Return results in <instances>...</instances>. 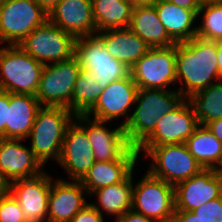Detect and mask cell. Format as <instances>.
I'll return each instance as SVG.
<instances>
[{
    "mask_svg": "<svg viewBox=\"0 0 222 222\" xmlns=\"http://www.w3.org/2000/svg\"><path fill=\"white\" fill-rule=\"evenodd\" d=\"M220 81L217 41L193 37L176 43V90L186 99ZM180 86V87H179Z\"/></svg>",
    "mask_w": 222,
    "mask_h": 222,
    "instance_id": "obj_1",
    "label": "cell"
},
{
    "mask_svg": "<svg viewBox=\"0 0 222 222\" xmlns=\"http://www.w3.org/2000/svg\"><path fill=\"white\" fill-rule=\"evenodd\" d=\"M185 99L176 89L138 88L133 111L123 127L130 145L137 149L153 133L158 120Z\"/></svg>",
    "mask_w": 222,
    "mask_h": 222,
    "instance_id": "obj_2",
    "label": "cell"
},
{
    "mask_svg": "<svg viewBox=\"0 0 222 222\" xmlns=\"http://www.w3.org/2000/svg\"><path fill=\"white\" fill-rule=\"evenodd\" d=\"M75 115L64 107L42 106L36 115L27 140L34 156L45 166L50 160L57 162L67 127Z\"/></svg>",
    "mask_w": 222,
    "mask_h": 222,
    "instance_id": "obj_3",
    "label": "cell"
},
{
    "mask_svg": "<svg viewBox=\"0 0 222 222\" xmlns=\"http://www.w3.org/2000/svg\"><path fill=\"white\" fill-rule=\"evenodd\" d=\"M136 150L140 158L144 157L143 160L151 159L146 171L174 186L203 169L185 143L139 146Z\"/></svg>",
    "mask_w": 222,
    "mask_h": 222,
    "instance_id": "obj_4",
    "label": "cell"
},
{
    "mask_svg": "<svg viewBox=\"0 0 222 222\" xmlns=\"http://www.w3.org/2000/svg\"><path fill=\"white\" fill-rule=\"evenodd\" d=\"M43 66L19 45H1L0 90L36 96Z\"/></svg>",
    "mask_w": 222,
    "mask_h": 222,
    "instance_id": "obj_5",
    "label": "cell"
},
{
    "mask_svg": "<svg viewBox=\"0 0 222 222\" xmlns=\"http://www.w3.org/2000/svg\"><path fill=\"white\" fill-rule=\"evenodd\" d=\"M48 20V13L35 0L0 2V45H18Z\"/></svg>",
    "mask_w": 222,
    "mask_h": 222,
    "instance_id": "obj_6",
    "label": "cell"
},
{
    "mask_svg": "<svg viewBox=\"0 0 222 222\" xmlns=\"http://www.w3.org/2000/svg\"><path fill=\"white\" fill-rule=\"evenodd\" d=\"M134 183L131 209L157 222H173L174 185L152 176L148 171Z\"/></svg>",
    "mask_w": 222,
    "mask_h": 222,
    "instance_id": "obj_7",
    "label": "cell"
},
{
    "mask_svg": "<svg viewBox=\"0 0 222 222\" xmlns=\"http://www.w3.org/2000/svg\"><path fill=\"white\" fill-rule=\"evenodd\" d=\"M74 57L81 70L94 73V79L103 88L130 75V68L113 58L96 34L76 38Z\"/></svg>",
    "mask_w": 222,
    "mask_h": 222,
    "instance_id": "obj_8",
    "label": "cell"
},
{
    "mask_svg": "<svg viewBox=\"0 0 222 222\" xmlns=\"http://www.w3.org/2000/svg\"><path fill=\"white\" fill-rule=\"evenodd\" d=\"M76 38L47 20L18 45L43 65L69 60L74 56Z\"/></svg>",
    "mask_w": 222,
    "mask_h": 222,
    "instance_id": "obj_9",
    "label": "cell"
},
{
    "mask_svg": "<svg viewBox=\"0 0 222 222\" xmlns=\"http://www.w3.org/2000/svg\"><path fill=\"white\" fill-rule=\"evenodd\" d=\"M80 72V65L74 56L66 61L44 65L36 94L40 105L69 109V103Z\"/></svg>",
    "mask_w": 222,
    "mask_h": 222,
    "instance_id": "obj_10",
    "label": "cell"
},
{
    "mask_svg": "<svg viewBox=\"0 0 222 222\" xmlns=\"http://www.w3.org/2000/svg\"><path fill=\"white\" fill-rule=\"evenodd\" d=\"M130 75L138 88L176 89V44L150 48L130 68Z\"/></svg>",
    "mask_w": 222,
    "mask_h": 222,
    "instance_id": "obj_11",
    "label": "cell"
},
{
    "mask_svg": "<svg viewBox=\"0 0 222 222\" xmlns=\"http://www.w3.org/2000/svg\"><path fill=\"white\" fill-rule=\"evenodd\" d=\"M137 92L138 86L131 75L109 83L85 115L98 121L121 120L120 125L124 127L131 116Z\"/></svg>",
    "mask_w": 222,
    "mask_h": 222,
    "instance_id": "obj_12",
    "label": "cell"
},
{
    "mask_svg": "<svg viewBox=\"0 0 222 222\" xmlns=\"http://www.w3.org/2000/svg\"><path fill=\"white\" fill-rule=\"evenodd\" d=\"M74 121L86 132L95 161L122 159L133 148L120 124L113 129L111 126L110 130L107 125L112 122L98 121L86 115H75Z\"/></svg>",
    "mask_w": 222,
    "mask_h": 222,
    "instance_id": "obj_13",
    "label": "cell"
},
{
    "mask_svg": "<svg viewBox=\"0 0 222 222\" xmlns=\"http://www.w3.org/2000/svg\"><path fill=\"white\" fill-rule=\"evenodd\" d=\"M50 189L51 174L46 171L36 177L13 181L7 187L27 222H47Z\"/></svg>",
    "mask_w": 222,
    "mask_h": 222,
    "instance_id": "obj_14",
    "label": "cell"
},
{
    "mask_svg": "<svg viewBox=\"0 0 222 222\" xmlns=\"http://www.w3.org/2000/svg\"><path fill=\"white\" fill-rule=\"evenodd\" d=\"M93 152L86 132L73 120L66 129L60 157L55 164L67 174L66 180L80 181L95 163Z\"/></svg>",
    "mask_w": 222,
    "mask_h": 222,
    "instance_id": "obj_15",
    "label": "cell"
},
{
    "mask_svg": "<svg viewBox=\"0 0 222 222\" xmlns=\"http://www.w3.org/2000/svg\"><path fill=\"white\" fill-rule=\"evenodd\" d=\"M199 125L193 107L185 99L175 110L158 120L153 133L140 146L185 143Z\"/></svg>",
    "mask_w": 222,
    "mask_h": 222,
    "instance_id": "obj_16",
    "label": "cell"
},
{
    "mask_svg": "<svg viewBox=\"0 0 222 222\" xmlns=\"http://www.w3.org/2000/svg\"><path fill=\"white\" fill-rule=\"evenodd\" d=\"M24 142L23 139L0 138V175L7 185L47 170Z\"/></svg>",
    "mask_w": 222,
    "mask_h": 222,
    "instance_id": "obj_17",
    "label": "cell"
},
{
    "mask_svg": "<svg viewBox=\"0 0 222 222\" xmlns=\"http://www.w3.org/2000/svg\"><path fill=\"white\" fill-rule=\"evenodd\" d=\"M88 193L80 181L53 178L48 199L47 222H70L89 202Z\"/></svg>",
    "mask_w": 222,
    "mask_h": 222,
    "instance_id": "obj_18",
    "label": "cell"
},
{
    "mask_svg": "<svg viewBox=\"0 0 222 222\" xmlns=\"http://www.w3.org/2000/svg\"><path fill=\"white\" fill-rule=\"evenodd\" d=\"M175 211H193L222 195V180L213 169H202L198 174L177 183Z\"/></svg>",
    "mask_w": 222,
    "mask_h": 222,
    "instance_id": "obj_19",
    "label": "cell"
},
{
    "mask_svg": "<svg viewBox=\"0 0 222 222\" xmlns=\"http://www.w3.org/2000/svg\"><path fill=\"white\" fill-rule=\"evenodd\" d=\"M48 20L75 38L96 34L92 0H60L48 12Z\"/></svg>",
    "mask_w": 222,
    "mask_h": 222,
    "instance_id": "obj_20",
    "label": "cell"
},
{
    "mask_svg": "<svg viewBox=\"0 0 222 222\" xmlns=\"http://www.w3.org/2000/svg\"><path fill=\"white\" fill-rule=\"evenodd\" d=\"M139 160L138 151L136 148H132L122 159L95 161L80 183L90 197L95 190L124 181L136 170Z\"/></svg>",
    "mask_w": 222,
    "mask_h": 222,
    "instance_id": "obj_21",
    "label": "cell"
},
{
    "mask_svg": "<svg viewBox=\"0 0 222 222\" xmlns=\"http://www.w3.org/2000/svg\"><path fill=\"white\" fill-rule=\"evenodd\" d=\"M41 107L36 96L10 93L6 128L0 138L23 139L27 142L37 112Z\"/></svg>",
    "mask_w": 222,
    "mask_h": 222,
    "instance_id": "obj_22",
    "label": "cell"
},
{
    "mask_svg": "<svg viewBox=\"0 0 222 222\" xmlns=\"http://www.w3.org/2000/svg\"><path fill=\"white\" fill-rule=\"evenodd\" d=\"M153 5L168 36L175 43L189 41L196 36L199 9L181 8L167 0H158Z\"/></svg>",
    "mask_w": 222,
    "mask_h": 222,
    "instance_id": "obj_23",
    "label": "cell"
},
{
    "mask_svg": "<svg viewBox=\"0 0 222 222\" xmlns=\"http://www.w3.org/2000/svg\"><path fill=\"white\" fill-rule=\"evenodd\" d=\"M107 52L131 68L150 47L129 27L96 32Z\"/></svg>",
    "mask_w": 222,
    "mask_h": 222,
    "instance_id": "obj_24",
    "label": "cell"
},
{
    "mask_svg": "<svg viewBox=\"0 0 222 222\" xmlns=\"http://www.w3.org/2000/svg\"><path fill=\"white\" fill-rule=\"evenodd\" d=\"M129 28L150 48H167L176 44L168 36L153 4L134 6Z\"/></svg>",
    "mask_w": 222,
    "mask_h": 222,
    "instance_id": "obj_25",
    "label": "cell"
},
{
    "mask_svg": "<svg viewBox=\"0 0 222 222\" xmlns=\"http://www.w3.org/2000/svg\"><path fill=\"white\" fill-rule=\"evenodd\" d=\"M135 170L122 182L95 190L90 197H96V202L90 204L103 216L104 213L113 217V222L132 208L133 185ZM134 175V176H133Z\"/></svg>",
    "mask_w": 222,
    "mask_h": 222,
    "instance_id": "obj_26",
    "label": "cell"
},
{
    "mask_svg": "<svg viewBox=\"0 0 222 222\" xmlns=\"http://www.w3.org/2000/svg\"><path fill=\"white\" fill-rule=\"evenodd\" d=\"M96 32L128 28L134 6L123 0H92Z\"/></svg>",
    "mask_w": 222,
    "mask_h": 222,
    "instance_id": "obj_27",
    "label": "cell"
},
{
    "mask_svg": "<svg viewBox=\"0 0 222 222\" xmlns=\"http://www.w3.org/2000/svg\"><path fill=\"white\" fill-rule=\"evenodd\" d=\"M185 144L203 169H213L222 155V142L203 125L195 129Z\"/></svg>",
    "mask_w": 222,
    "mask_h": 222,
    "instance_id": "obj_28",
    "label": "cell"
},
{
    "mask_svg": "<svg viewBox=\"0 0 222 222\" xmlns=\"http://www.w3.org/2000/svg\"><path fill=\"white\" fill-rule=\"evenodd\" d=\"M200 125L222 118V80L187 98Z\"/></svg>",
    "mask_w": 222,
    "mask_h": 222,
    "instance_id": "obj_29",
    "label": "cell"
},
{
    "mask_svg": "<svg viewBox=\"0 0 222 222\" xmlns=\"http://www.w3.org/2000/svg\"><path fill=\"white\" fill-rule=\"evenodd\" d=\"M103 89L94 79V73L81 70L75 83L69 110L74 115H85L95 105Z\"/></svg>",
    "mask_w": 222,
    "mask_h": 222,
    "instance_id": "obj_30",
    "label": "cell"
},
{
    "mask_svg": "<svg viewBox=\"0 0 222 222\" xmlns=\"http://www.w3.org/2000/svg\"><path fill=\"white\" fill-rule=\"evenodd\" d=\"M197 37L222 41V2L204 0L197 13ZM202 20V21H201Z\"/></svg>",
    "mask_w": 222,
    "mask_h": 222,
    "instance_id": "obj_31",
    "label": "cell"
},
{
    "mask_svg": "<svg viewBox=\"0 0 222 222\" xmlns=\"http://www.w3.org/2000/svg\"><path fill=\"white\" fill-rule=\"evenodd\" d=\"M0 222H27L20 205L8 190L0 194Z\"/></svg>",
    "mask_w": 222,
    "mask_h": 222,
    "instance_id": "obj_32",
    "label": "cell"
},
{
    "mask_svg": "<svg viewBox=\"0 0 222 222\" xmlns=\"http://www.w3.org/2000/svg\"><path fill=\"white\" fill-rule=\"evenodd\" d=\"M192 212L203 221L222 222V195L206 202Z\"/></svg>",
    "mask_w": 222,
    "mask_h": 222,
    "instance_id": "obj_33",
    "label": "cell"
},
{
    "mask_svg": "<svg viewBox=\"0 0 222 222\" xmlns=\"http://www.w3.org/2000/svg\"><path fill=\"white\" fill-rule=\"evenodd\" d=\"M106 218L90 203L84 206L70 222H106Z\"/></svg>",
    "mask_w": 222,
    "mask_h": 222,
    "instance_id": "obj_34",
    "label": "cell"
},
{
    "mask_svg": "<svg viewBox=\"0 0 222 222\" xmlns=\"http://www.w3.org/2000/svg\"><path fill=\"white\" fill-rule=\"evenodd\" d=\"M10 103V93L0 90V135L5 131Z\"/></svg>",
    "mask_w": 222,
    "mask_h": 222,
    "instance_id": "obj_35",
    "label": "cell"
},
{
    "mask_svg": "<svg viewBox=\"0 0 222 222\" xmlns=\"http://www.w3.org/2000/svg\"><path fill=\"white\" fill-rule=\"evenodd\" d=\"M115 222H157L154 219L148 218L143 214L135 212L134 210H128Z\"/></svg>",
    "mask_w": 222,
    "mask_h": 222,
    "instance_id": "obj_36",
    "label": "cell"
},
{
    "mask_svg": "<svg viewBox=\"0 0 222 222\" xmlns=\"http://www.w3.org/2000/svg\"><path fill=\"white\" fill-rule=\"evenodd\" d=\"M173 222H206L197 217L192 211H175Z\"/></svg>",
    "mask_w": 222,
    "mask_h": 222,
    "instance_id": "obj_37",
    "label": "cell"
},
{
    "mask_svg": "<svg viewBox=\"0 0 222 222\" xmlns=\"http://www.w3.org/2000/svg\"><path fill=\"white\" fill-rule=\"evenodd\" d=\"M170 3L176 4L181 8L199 9L204 0H167Z\"/></svg>",
    "mask_w": 222,
    "mask_h": 222,
    "instance_id": "obj_38",
    "label": "cell"
},
{
    "mask_svg": "<svg viewBox=\"0 0 222 222\" xmlns=\"http://www.w3.org/2000/svg\"><path fill=\"white\" fill-rule=\"evenodd\" d=\"M205 126L220 142H222V118L211 121Z\"/></svg>",
    "mask_w": 222,
    "mask_h": 222,
    "instance_id": "obj_39",
    "label": "cell"
},
{
    "mask_svg": "<svg viewBox=\"0 0 222 222\" xmlns=\"http://www.w3.org/2000/svg\"><path fill=\"white\" fill-rule=\"evenodd\" d=\"M47 13L60 1V0H35Z\"/></svg>",
    "mask_w": 222,
    "mask_h": 222,
    "instance_id": "obj_40",
    "label": "cell"
},
{
    "mask_svg": "<svg viewBox=\"0 0 222 222\" xmlns=\"http://www.w3.org/2000/svg\"><path fill=\"white\" fill-rule=\"evenodd\" d=\"M217 59L219 78L222 80V41H217Z\"/></svg>",
    "mask_w": 222,
    "mask_h": 222,
    "instance_id": "obj_41",
    "label": "cell"
},
{
    "mask_svg": "<svg viewBox=\"0 0 222 222\" xmlns=\"http://www.w3.org/2000/svg\"><path fill=\"white\" fill-rule=\"evenodd\" d=\"M129 3H131L133 6L137 5H145V4H154L158 0H127Z\"/></svg>",
    "mask_w": 222,
    "mask_h": 222,
    "instance_id": "obj_42",
    "label": "cell"
},
{
    "mask_svg": "<svg viewBox=\"0 0 222 222\" xmlns=\"http://www.w3.org/2000/svg\"><path fill=\"white\" fill-rule=\"evenodd\" d=\"M213 171L222 180V155L218 163L214 166Z\"/></svg>",
    "mask_w": 222,
    "mask_h": 222,
    "instance_id": "obj_43",
    "label": "cell"
},
{
    "mask_svg": "<svg viewBox=\"0 0 222 222\" xmlns=\"http://www.w3.org/2000/svg\"><path fill=\"white\" fill-rule=\"evenodd\" d=\"M7 183L3 180L2 176L0 175V194L7 191Z\"/></svg>",
    "mask_w": 222,
    "mask_h": 222,
    "instance_id": "obj_44",
    "label": "cell"
}]
</instances>
